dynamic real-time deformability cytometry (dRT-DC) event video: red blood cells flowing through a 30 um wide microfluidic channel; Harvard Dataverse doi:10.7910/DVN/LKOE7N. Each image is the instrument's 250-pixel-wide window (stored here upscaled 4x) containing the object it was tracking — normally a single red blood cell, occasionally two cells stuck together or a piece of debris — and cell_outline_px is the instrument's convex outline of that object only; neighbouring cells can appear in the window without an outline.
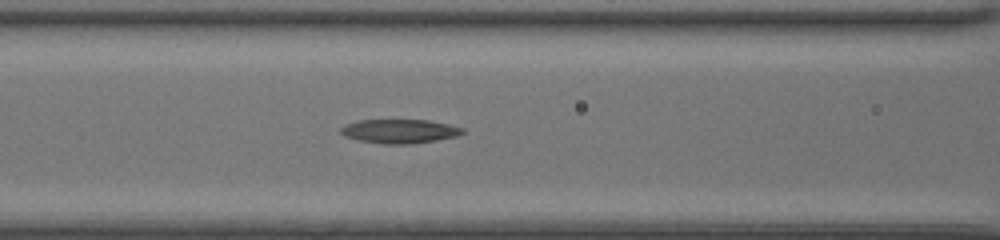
{"species": "common noctule bat (a hibernating species)", "species_latin": "Nyctalus noctula", "temperature_condition": "room temperature", "stored_images_in_passage": 22, "camera_frame_rate_fps": 3000, "um_per_image_px": 0.085, "animal": {"sex": "female", "body_mass_g": 20.0, "forearm_length_mm": 54.0}, "frame": {"image": 1, "passage_image": 3, "time_ms": 0.667, "image_size_px": [1000, 240], "cell_outline_px": [[464, 132], [456, 136], [436, 140], [412, 144], [380, 144], [356, 140], [344, 136], [340, 132], [340, 128], [344, 124], [356, 120], [428, 120], [448, 124], [464, 128]], "centroid_in_image_um": [33.91, 11.16], "position_along_channel_um": 132.7, "area_um2": 17.22}}
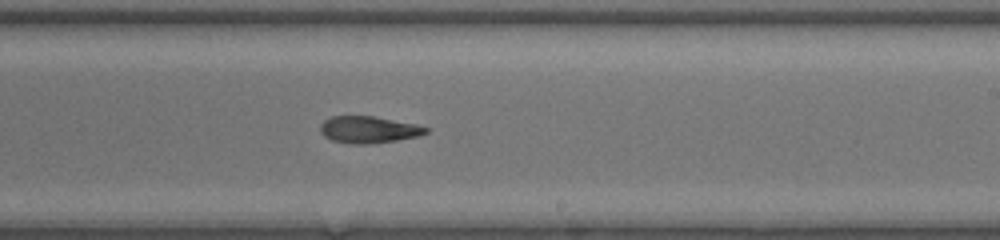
{"frame": {"image": 2, "passage_image": 12, "time_ms": 3.667, "image_size_px": [1000, 240], "cell_outline_px": [[428, 132], [420, 136], [396, 140], [368, 144], [352, 144], [332, 140], [324, 136], [320, 132], [320, 124], [324, 120], [332, 116], [372, 116], [416, 124], [428, 128]], "centroid_in_image_um": [31.32, 11.02], "position_along_channel_um": 257.7, "area_um2": 16.47}}
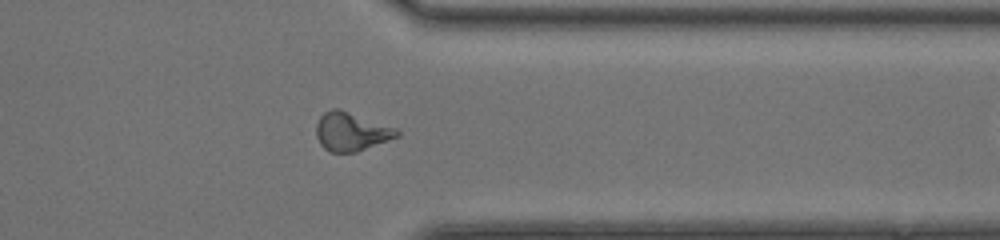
{"frame": {"image": 3, "passage_image": 21, "time_ms": 6.667, "image_size_px": [1000, 240], "cell_outline_px": [[400, 136], [356, 152], [328, 152], [320, 144], [316, 136], [316, 124], [320, 116], [324, 112], [332, 108], [340, 108], [396, 128], [400, 132]], "centroid_in_image_um": [29.84, 11.18], "position_along_channel_um": 381.6, "area_um2": 18.26}}